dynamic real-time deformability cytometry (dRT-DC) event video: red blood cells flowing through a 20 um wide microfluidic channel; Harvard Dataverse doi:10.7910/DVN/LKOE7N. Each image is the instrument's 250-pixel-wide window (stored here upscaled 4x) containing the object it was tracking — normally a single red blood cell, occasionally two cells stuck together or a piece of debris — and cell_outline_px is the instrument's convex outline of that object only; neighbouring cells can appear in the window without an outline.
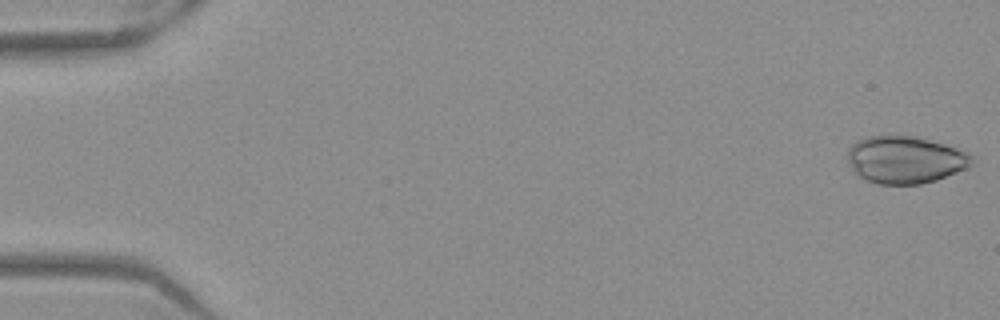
{"species": "Egyptian fruit bat (a non-hibernating species)", "species_latin": "Rousettus aegyptiacus", "temperature_condition": "warm", "stored_images_in_passage": 52, "camera_frame_rate_fps": 3000, "um_per_image_px": 0.085, "frame": {"image": 1, "passage_image": 1, "time_ms": 0.0, "image_size_px": [1000, 320], "cell_outline_px": [[972, 164], [968, 168], [936, 180], [920, 184], [876, 184], [856, 176], [848, 160], [848, 148], [856, 140], [864, 136], [888, 132], [920, 136], [968, 152], [972, 160]], "centroid_in_image_um": [76.89, 13.53], "position_along_channel_um": 8.1, "area_um2": 35.32}}
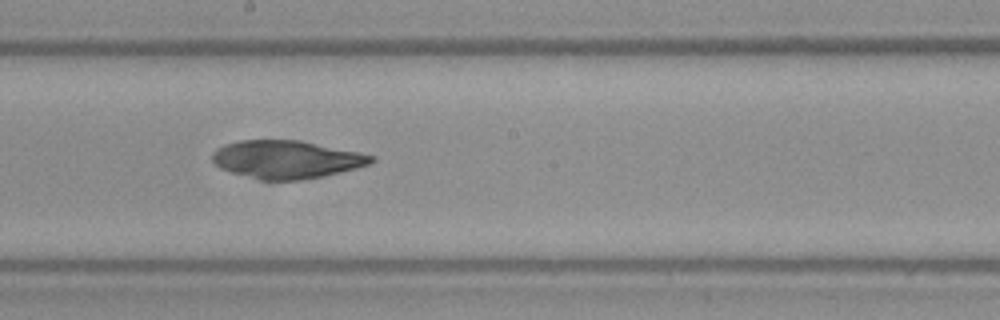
{"frame": {"image": 2, "passage_image": 29, "time_ms": 9.333, "image_size_px": [1000, 320], "cell_outline_px": [[376, 160], [372, 164], [340, 172], [300, 180], [264, 180], [232, 172], [220, 168], [212, 160], [212, 152], [216, 148], [224, 144], [240, 140], [300, 140], [360, 152], [376, 156]], "centroid_in_image_um": [24.38, 13.54], "position_along_channel_um": 223.8, "area_um2": 35.14}}
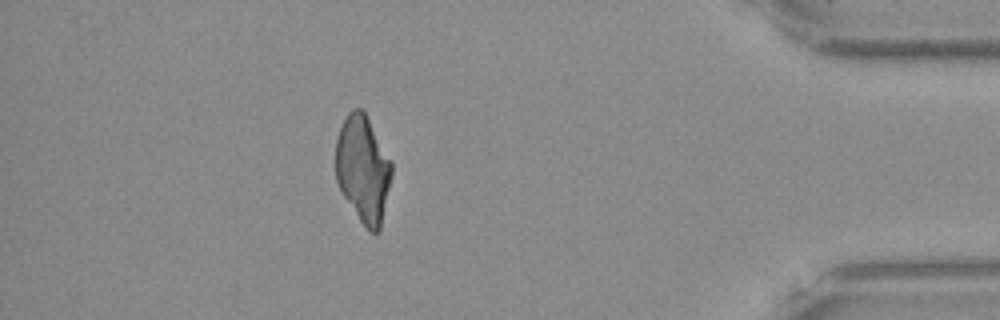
{"frame": {"image": 3, "passage_image": 46, "time_ms": 15.0, "image_size_px": [1000, 320], "cell_outline_px": [[392, 176], [380, 228], [376, 232], [368, 232], [340, 192], [336, 180], [336, 140], [340, 128], [348, 112], [352, 108], [360, 108], [364, 112], [392, 160]], "centroid_in_image_um": [30.85, 14.38], "position_along_channel_um": 404.3, "area_um2": 34.91}}